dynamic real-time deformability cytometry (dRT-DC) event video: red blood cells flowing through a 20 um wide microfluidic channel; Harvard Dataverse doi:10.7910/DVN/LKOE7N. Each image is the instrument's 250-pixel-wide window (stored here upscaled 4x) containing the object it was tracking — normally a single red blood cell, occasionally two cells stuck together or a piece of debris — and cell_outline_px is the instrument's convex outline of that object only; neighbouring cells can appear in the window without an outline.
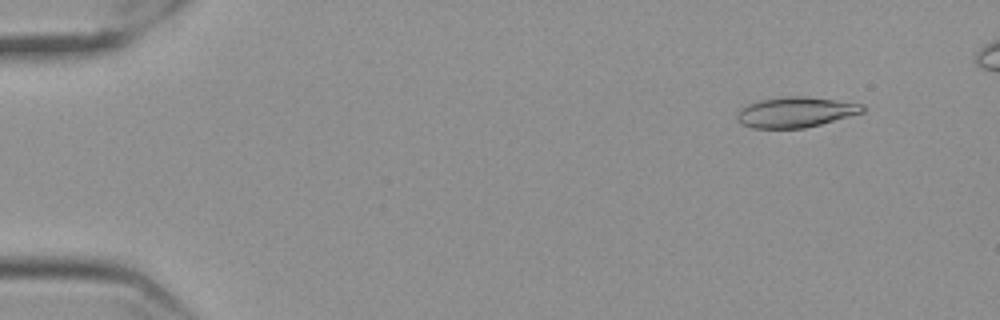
{"species": "Egyptian fruit bat (a non-hibernating species)", "species_latin": "Rousettus aegyptiacus", "temperature_condition": "cold", "stored_images_in_passage": 56, "camera_frame_rate_fps": 3000, "um_per_image_px": 0.085, "frame": {"image": 1, "passage_image": 6, "time_ms": 1.667, "image_size_px": [1000, 320], "cell_outline_px": [[864, 112], [820, 124], [804, 128], [752, 128], [740, 124], [736, 120], [736, 112], [748, 104], [760, 100], [788, 96], [804, 96], [864, 104]], "centroid_in_image_um": [67.58, 9.54], "position_along_channel_um": 17.4, "area_um2": 22.14}}
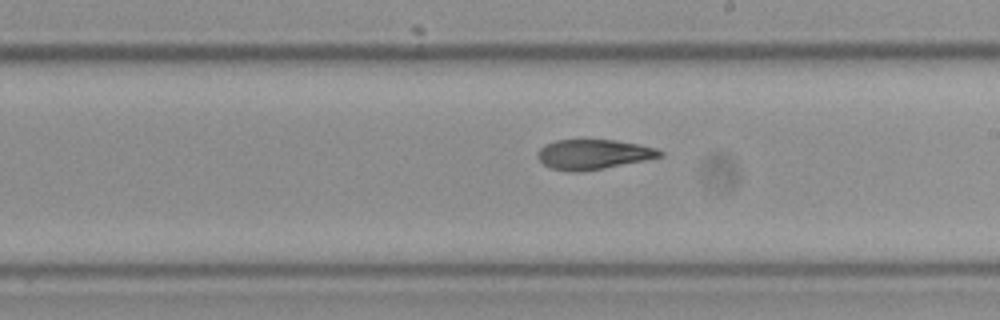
{"frame": {"image": 2, "passage_image": 34, "time_ms": 11.0, "image_size_px": [1000, 320], "cell_outline_px": [[664, 156], [604, 168], [576, 172], [552, 168], [544, 164], [536, 156], [536, 152], [544, 144], [556, 140], [616, 140], [640, 144], [656, 148], [664, 152]], "centroid_in_image_um": [50.44, 13.1], "position_along_channel_um": 238.6, "area_um2": 21.21}}
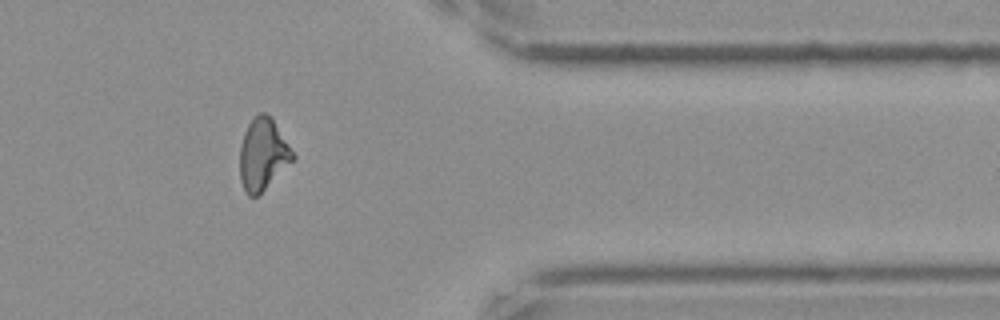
{"frame": {"image": 3, "passage_image": 48, "time_ms": 15.667, "image_size_px": [1000, 320], "cell_outline_px": [[296, 156], [256, 196], [248, 196], [244, 192], [240, 180], [240, 148], [244, 132], [252, 116], [260, 112], [264, 112], [272, 116]], "centroid_in_image_um": [22.32, 13.05], "position_along_channel_um": 389.1, "area_um2": 21.96}, "authors_computed_cell_mechanics": {"area_um2": 22.1952, "velocity_mm_per_s": 3.5465, "shape_relaxation_time_tau1_ms": null, "shape_relaxation_time_tau2_ms": 5.4325, "deformation_change_tau1": null, "deformation_change_tau2": 0.1265}}